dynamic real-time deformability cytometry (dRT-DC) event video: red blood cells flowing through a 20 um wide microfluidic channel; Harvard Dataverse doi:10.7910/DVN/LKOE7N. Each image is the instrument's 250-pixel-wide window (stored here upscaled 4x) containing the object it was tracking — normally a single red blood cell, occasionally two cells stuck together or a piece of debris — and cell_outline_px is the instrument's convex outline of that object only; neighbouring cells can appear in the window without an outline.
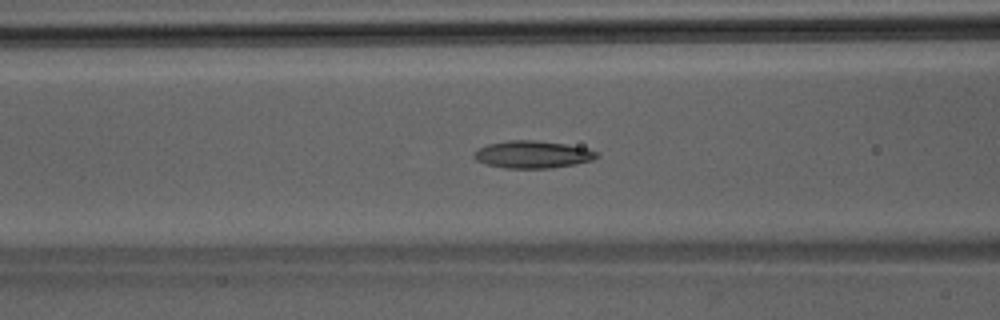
{"species": "Egyptian fruit bat (a non-hibernating species)", "species_latin": "Rousettus aegyptiacus", "temperature_condition": "room temperature", "stored_images_in_passage": 31, "camera_frame_rate_fps": 3000, "um_per_image_px": 0.085, "animal": {"sex": "male"}, "frame": {"image": 1, "passage_image": 4, "time_ms": 1.0, "image_size_px": [1000, 320], "cell_outline_px": [[600, 156], [592, 160], [576, 164], [552, 168], [504, 168], [488, 164], [476, 160], [472, 156], [472, 152], [488, 144], [508, 140], [536, 140], [568, 144], [588, 148], [600, 152]], "centroid_in_image_um": [45.32, 13.12], "position_along_channel_um": 121.3, "area_um2": 19.83}}
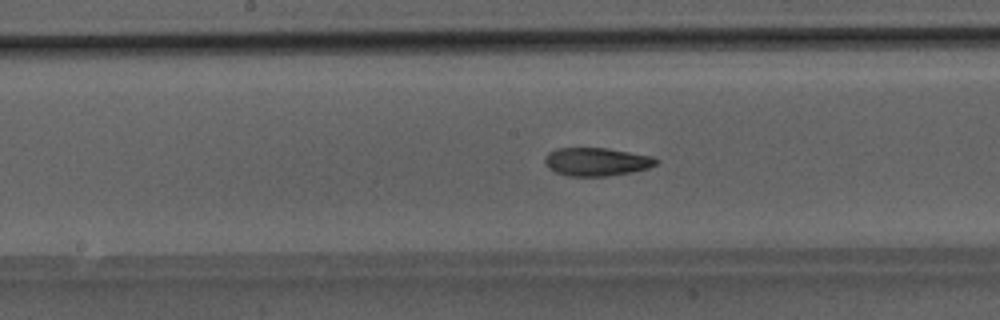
{"frame": {"image": 2, "passage_image": 9, "time_ms": 2.667, "image_size_px": [1000, 320], "cell_outline_px": [[660, 160], [656, 164], [648, 168], [632, 172], [608, 176], [568, 176], [556, 172], [548, 168], [544, 164], [544, 156], [548, 152], [556, 148], [608, 148], [652, 156]], "centroid_in_image_um": [50.68, 13.74], "position_along_channel_um": 197.5, "area_um2": 18.5}}
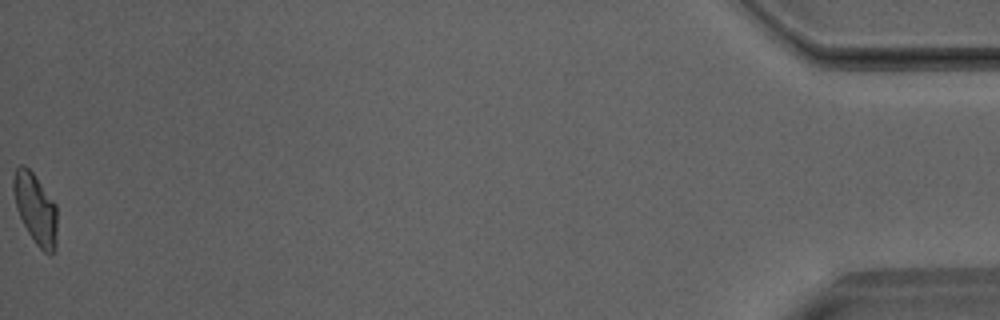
{"frame": {"image": 3, "passage_image": 31, "time_ms": 10.0, "image_size_px": [1000, 320], "cell_outline_px": [[56, 248], [52, 256], [44, 252], [36, 244], [28, 232], [16, 208], [12, 188], [12, 180], [16, 168], [20, 164], [24, 164], [32, 172], [56, 204]], "centroid_in_image_um": [3.01, 17.74], "position_along_channel_um": 432.2, "area_um2": 17.98}}